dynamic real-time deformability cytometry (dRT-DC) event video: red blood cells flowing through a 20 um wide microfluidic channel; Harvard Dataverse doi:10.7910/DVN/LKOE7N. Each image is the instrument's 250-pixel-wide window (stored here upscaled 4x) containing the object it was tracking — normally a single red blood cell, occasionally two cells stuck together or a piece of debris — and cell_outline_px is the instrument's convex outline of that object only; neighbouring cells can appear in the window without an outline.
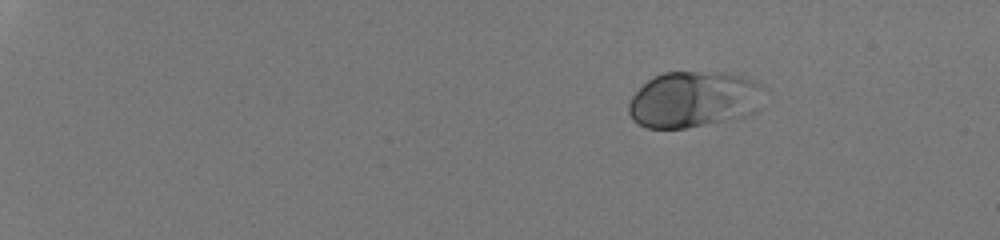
{"species": "human", "species_latin": "Homo sapiens", "temperature_condition": "room temperature", "stored_images_in_passage": 46, "camera_frame_rate_fps": 3000, "um_per_image_px": 0.085, "donor": {"sex": "male"}, "frame": {"image": 1, "passage_image": 1, "time_ms": 0.0, "image_size_px": [1000, 240], "cell_outline_px": [[756, 84], [752, 112], [744, 116], [684, 128], [648, 128], [632, 120], [628, 112], [628, 104], [632, 96], [648, 80], [664, 72], [720, 72], [740, 76], [752, 80]], "centroid_in_image_um": [58.77, 8.45], "position_along_channel_um": 26.2, "area_um2": 42.48}}
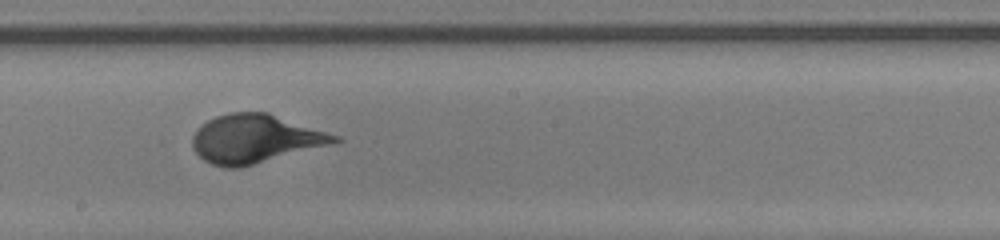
{"frame": {"image": 2, "passage_image": 27, "time_ms": 8.667, "image_size_px": [1000, 240], "cell_outline_px": [[344, 140], [240, 168], [224, 168], [212, 164], [204, 160], [192, 148], [192, 136], [208, 120], [216, 116], [228, 112], [268, 112], [340, 136]], "centroid_in_image_um": [21.68, 11.79], "position_along_channel_um": 226.5, "area_um2": 39.88}}
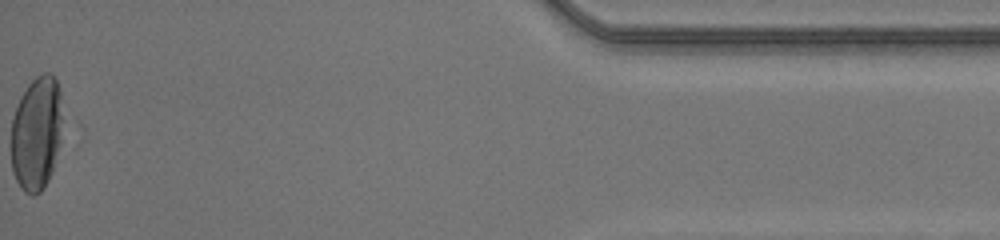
{"frame": {"image": 3, "passage_image": 46, "time_ms": 15.0, "image_size_px": [1000, 240], "cell_outline_px": [[60, 140], [52, 172], [44, 188], [40, 192], [32, 196], [24, 192], [16, 180], [12, 172], [12, 120], [20, 96], [28, 84], [36, 76], [44, 72], [48, 72], [56, 80], [60, 92]], "centroid_in_image_um": [3.08, 11.35], "position_along_channel_um": 432.1, "area_um2": 33.87}}